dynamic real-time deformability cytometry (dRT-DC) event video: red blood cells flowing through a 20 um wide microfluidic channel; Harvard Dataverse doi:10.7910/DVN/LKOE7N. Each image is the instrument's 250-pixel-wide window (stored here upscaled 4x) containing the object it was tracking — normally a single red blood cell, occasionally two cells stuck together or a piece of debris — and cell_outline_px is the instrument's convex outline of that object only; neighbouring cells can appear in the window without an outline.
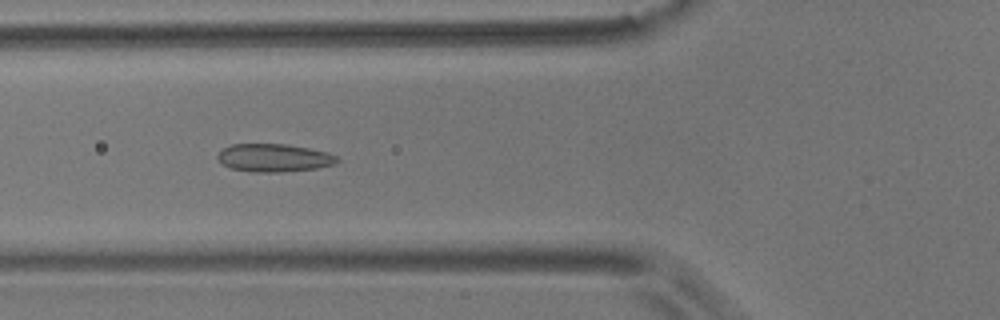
{"species": "common noctule bat (a hibernating species)", "species_latin": "Nyctalus noctula", "temperature_condition": "room temperature", "stored_images_in_passage": 11, "camera_frame_rate_fps": 3000, "um_per_image_px": 0.085, "animal": {"sex": "male", "body_mass_g": 17.9}, "frame": {"image": 1, "passage_image": 2, "time_ms": 1.0, "image_size_px": [1000, 320], "cell_outline_px": [[340, 160], [336, 164], [316, 168], [280, 172], [252, 172], [232, 168], [220, 164], [216, 156], [224, 148], [232, 144], [288, 144], [328, 152], [336, 156]], "centroid_in_image_um": [23.29, 13.41], "position_along_channel_um": 102.5, "area_um2": 19.54}}
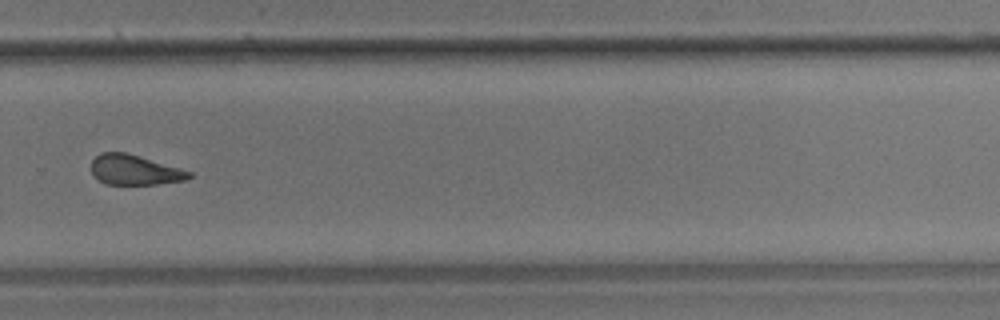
{"frame": {"image": 2, "passage_image": 7, "time_ms": 7.0, "image_size_px": [1000, 320], "cell_outline_px": [[192, 176], [188, 180], [156, 184], [104, 184], [92, 176], [92, 160], [100, 152], [124, 152], [180, 168], [192, 172]], "centroid_in_image_um": [11.43, 14.45], "position_along_channel_um": 318.4, "area_um2": 17.11}}
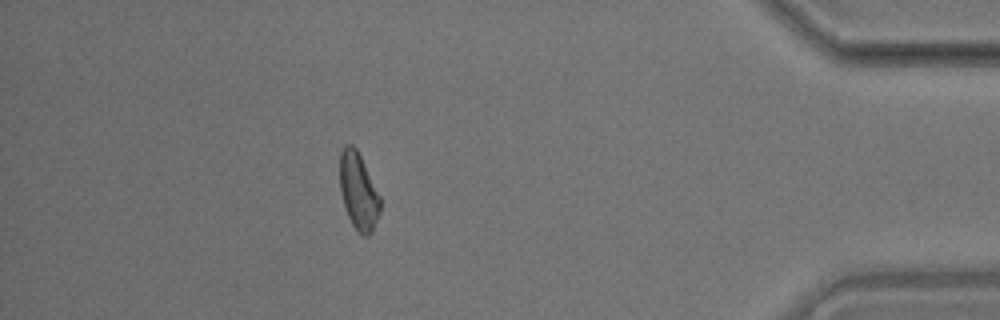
{"frame": {"image": 3, "passage_image": 10, "time_ms": 10.667, "image_size_px": [1000, 320], "cell_outline_px": [[380, 212], [372, 232], [368, 236], [364, 236], [356, 232], [348, 216], [340, 192], [340, 152], [348, 144], [352, 144], [356, 148], [380, 196]], "centroid_in_image_um": [30.46, 16.3], "position_along_channel_um": 404.7, "area_um2": 17.92}, "authors_computed_cell_mechanics": {"area_um2": 18.3804, "velocity_mm_per_s": 3.602, "shape_relaxation_time_tau1_ms": 4.1445, "shape_relaxation_time_tau2_ms": 1.5276, "deformation_change_tau1": 0.0993, "deformation_change_tau2": 0.0829}}